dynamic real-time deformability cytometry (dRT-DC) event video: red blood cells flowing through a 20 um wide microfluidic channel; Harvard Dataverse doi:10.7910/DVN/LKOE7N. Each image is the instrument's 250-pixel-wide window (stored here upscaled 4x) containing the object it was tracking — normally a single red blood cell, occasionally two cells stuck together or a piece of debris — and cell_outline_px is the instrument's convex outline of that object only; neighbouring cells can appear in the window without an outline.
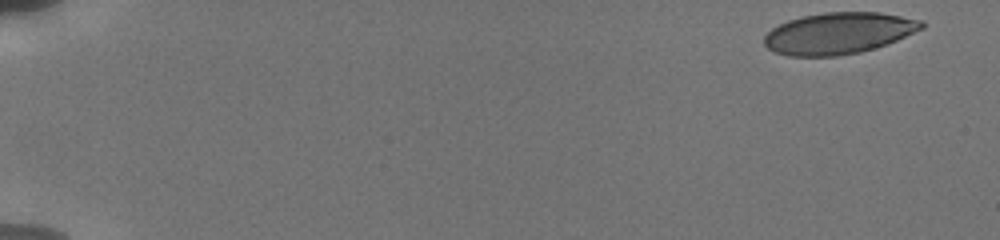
{"species": "human", "species_latin": "Homo sapiens", "temperature_condition": "cold", "stored_images_in_passage": 60, "camera_frame_rate_fps": 3000, "um_per_image_px": 0.085, "donor": {"sex": "male"}, "frame": {"image": 1, "passage_image": 1, "time_ms": 0.0, "image_size_px": [1000, 240], "cell_outline_px": [[924, 28], [888, 44], [876, 48], [860, 52], [836, 56], [788, 56], [776, 52], [768, 48], [764, 44], [764, 36], [772, 28], [788, 20], [800, 16], [824, 12], [880, 12], [924, 20]], "centroid_in_image_um": [71.31, 2.82], "position_along_channel_um": 13.7, "area_um2": 38.26}}
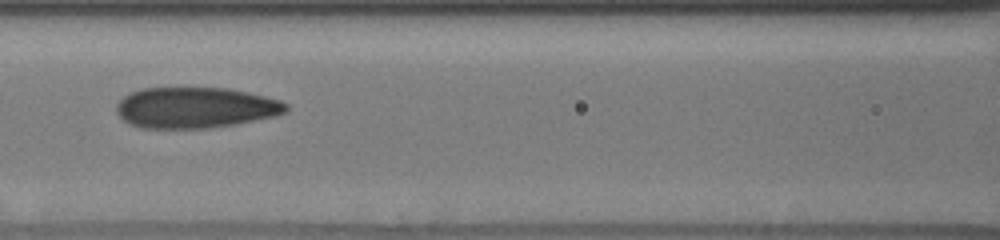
{"frame": {"image": 2, "passage_image": 29, "time_ms": 8.0, "image_size_px": [1000, 240], "cell_outline_px": [[288, 112], [276, 116], [236, 124], [212, 128], [140, 128], [124, 120], [116, 112], [116, 104], [124, 96], [140, 88], [228, 88], [248, 92], [280, 100], [288, 104]], "centroid_in_image_um": [16.64, 9.15], "position_along_channel_um": 150.0, "area_um2": 40.58}}
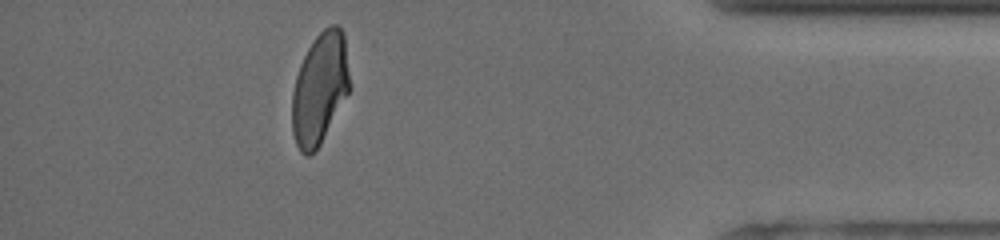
{"frame": {"image": 3, "passage_image": 51, "time_ms": 15.667, "image_size_px": [1000, 240], "cell_outline_px": [[352, 88], [320, 144], [308, 156], [304, 156], [300, 152], [296, 144], [292, 132], [292, 92], [296, 76], [300, 64], [308, 48], [316, 36], [324, 28], [332, 24], [336, 24], [344, 32]], "centroid_in_image_um": [27.2, 7.51], "position_along_channel_um": 408.0, "area_um2": 37.8}, "authors_computed_cell_mechanics": {"area_um2": 38.9861, "velocity_mm_per_s": 3.8318, "shape_relaxation_time_tau1_ms": 4.3983, "shape_relaxation_time_tau2_ms": 1.4952, "deformation_change_tau1": 0.156, "deformation_change_tau2": 0.0811}}